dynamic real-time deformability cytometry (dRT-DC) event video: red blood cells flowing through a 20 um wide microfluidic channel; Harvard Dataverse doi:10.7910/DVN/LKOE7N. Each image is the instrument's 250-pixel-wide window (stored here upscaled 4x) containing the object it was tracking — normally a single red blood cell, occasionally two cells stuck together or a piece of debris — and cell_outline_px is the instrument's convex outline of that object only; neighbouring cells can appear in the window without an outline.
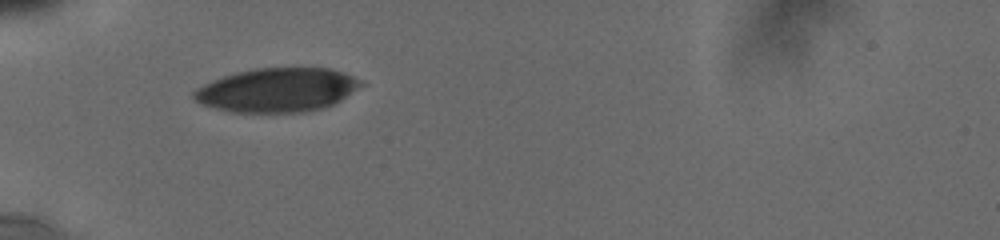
{"species": "human", "species_latin": "Homo sapiens", "temperature_condition": "cold", "stored_images_in_passage": 5, "camera_frame_rate_fps": 3000, "um_per_image_px": 0.085, "donor": {"sex": "male"}, "frame": {"image": 1, "passage_image": 2, "time_ms": 0.667, "image_size_px": [1000, 240], "cell_outline_px": [[364, 84], [340, 100], [324, 108], [308, 112], [232, 112], [216, 108], [204, 104], [196, 100], [192, 96], [192, 92], [196, 88], [204, 84], [224, 76], [236, 72], [256, 68], [328, 68], [352, 76], [360, 80]], "centroid_in_image_um": [23.56, 7.65], "position_along_channel_um": 61.4, "area_um2": 42.43}}
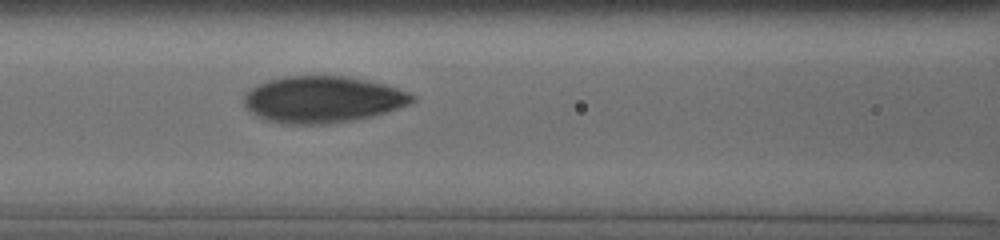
{"frame": {"image": 2, "passage_image": 5, "time_ms": 3.0, "image_size_px": [1000, 240], "cell_outline_px": [[416, 100], [408, 104], [372, 116], [352, 120], [324, 124], [284, 124], [268, 120], [256, 116], [244, 104], [244, 96], [252, 88], [268, 80], [284, 76], [348, 76], [368, 80], [384, 84], [408, 92], [416, 96]], "centroid_in_image_um": [27.43, 8.45], "position_along_channel_um": 139.2, "area_um2": 45.32}}